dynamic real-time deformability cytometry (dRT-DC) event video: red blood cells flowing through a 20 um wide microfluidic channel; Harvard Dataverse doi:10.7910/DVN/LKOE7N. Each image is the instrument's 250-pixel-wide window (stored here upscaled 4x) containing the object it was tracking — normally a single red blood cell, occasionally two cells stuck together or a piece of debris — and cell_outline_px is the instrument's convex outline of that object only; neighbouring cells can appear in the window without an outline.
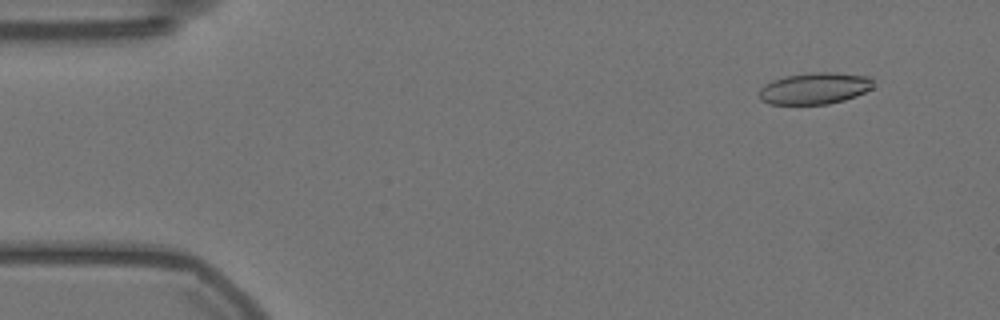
{"species": "Egyptian fruit bat (a non-hibernating species)", "species_latin": "Rousettus aegyptiacus", "temperature_condition": "warm", "stored_images_in_passage": 57, "camera_frame_rate_fps": 3000, "um_per_image_px": 0.085, "animal": {"sex": "female"}, "frame": {"image": 1, "passage_image": 5, "time_ms": 1.333, "image_size_px": [1000, 320], "cell_outline_px": [[876, 80], [872, 88], [856, 96], [844, 100], [828, 104], [768, 104], [760, 100], [760, 88], [764, 84], [772, 80], [784, 76], [812, 72], [832, 72], [872, 76]], "centroid_in_image_um": [69.28, 7.5], "position_along_channel_um": 15.7, "area_um2": 21.33}}
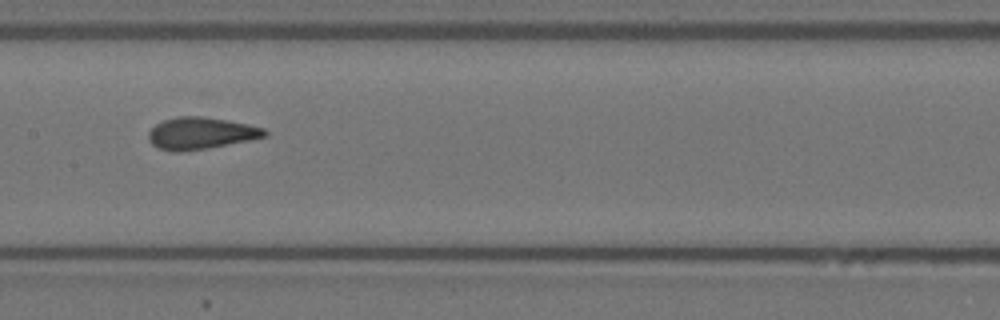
{"frame": {"image": 2, "passage_image": 28, "time_ms": 9.0, "image_size_px": [1000, 320], "cell_outline_px": [[268, 136], [208, 148], [180, 152], [172, 152], [160, 148], [152, 144], [148, 140], [148, 132], [156, 124], [164, 120], [176, 116], [200, 116], [248, 124], [264, 128], [268, 132]], "centroid_in_image_um": [17.05, 11.33], "position_along_channel_um": 190.4, "area_um2": 21.5}}
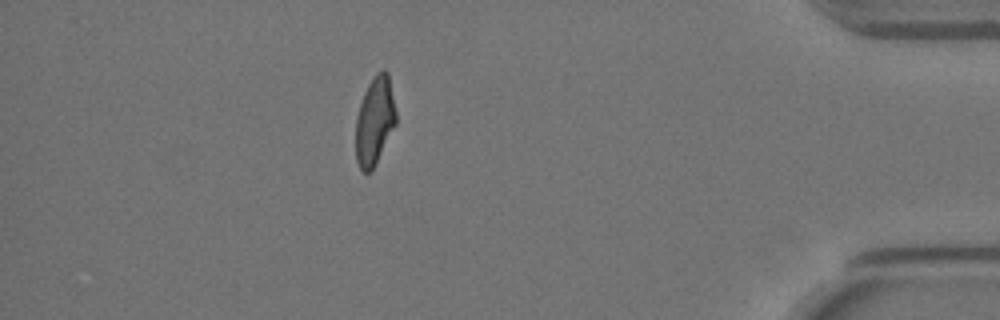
{"frame": {"image": 3, "passage_image": 50, "time_ms": 16.333, "image_size_px": [1000, 320], "cell_outline_px": [[396, 124], [372, 172], [364, 172], [360, 168], [356, 160], [356, 116], [364, 92], [368, 84], [376, 72], [384, 68], [388, 72], [396, 112]], "centroid_in_image_um": [31.85, 10.27], "position_along_channel_um": 403.3, "area_um2": 20.81}, "authors_computed_cell_mechanics": {"area_um2": 21.3282, "velocity_mm_per_s": 3.5632, "shape_relaxation_time_tau1_ms": 7.631, "shape_relaxation_time_tau2_ms": 1.326, "deformation_change_tau1": 0.1946, "deformation_change_tau2": 0.0717}}